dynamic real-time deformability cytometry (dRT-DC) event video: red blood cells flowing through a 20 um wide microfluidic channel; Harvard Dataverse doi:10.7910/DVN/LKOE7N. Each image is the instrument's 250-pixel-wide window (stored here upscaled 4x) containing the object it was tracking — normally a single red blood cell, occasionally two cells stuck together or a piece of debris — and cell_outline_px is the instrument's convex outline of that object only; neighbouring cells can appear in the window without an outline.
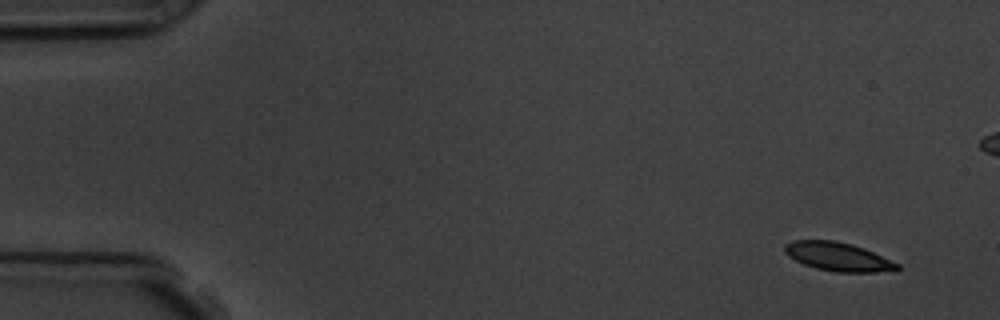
{"species": "common noctule bat (a hibernating species)", "species_latin": "Nyctalus noctula", "temperature_condition": "room temperature", "stored_images_in_passage": 7, "camera_frame_rate_fps": 3000, "um_per_image_px": 0.085, "animal": {"sex": "male", "body_mass_g": 19.5, "forearm_length_mm": 54.6}, "frame": {"image": 1, "passage_image": 1, "time_ms": 0.0, "image_size_px": [1000, 320], "cell_outline_px": [[900, 268], [896, 272], [836, 272], [816, 268], [804, 264], [788, 256], [784, 252], [784, 244], [792, 240], [836, 240], [852, 244], [864, 248], [900, 264]], "centroid_in_image_um": [71.26, 21.82], "position_along_channel_um": 13.7, "area_um2": 19.02}}